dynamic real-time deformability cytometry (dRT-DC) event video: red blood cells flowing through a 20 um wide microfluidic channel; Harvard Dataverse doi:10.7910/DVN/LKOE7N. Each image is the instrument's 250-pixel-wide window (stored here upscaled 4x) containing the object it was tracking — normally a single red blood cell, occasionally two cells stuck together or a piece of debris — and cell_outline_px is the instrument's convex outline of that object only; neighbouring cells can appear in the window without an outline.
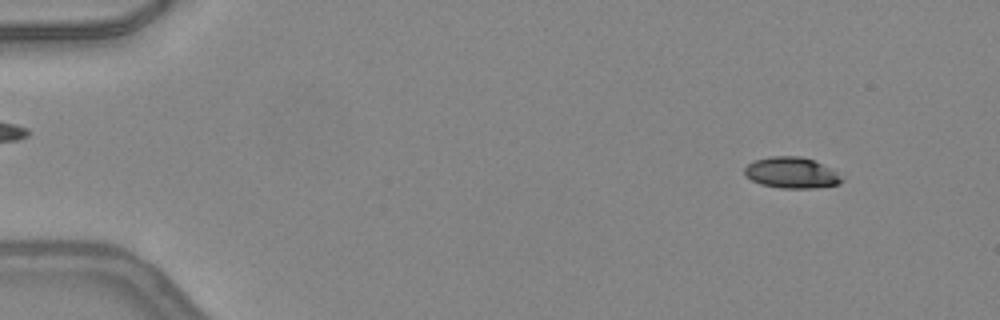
{"species": "common noctule bat (a hibernating species)", "species_latin": "Nyctalus noctula", "temperature_condition": "warm", "stored_images_in_passage": 49, "camera_frame_rate_fps": 3000, "um_per_image_px": 0.085, "animal": {"sex": "female", "body_mass_g": 24.6, "forearm_length_mm": 56.2}, "frame": {"image": 1, "passage_image": 5, "time_ms": 1.333, "image_size_px": [1000, 320], "cell_outline_px": [[844, 180], [840, 184], [816, 188], [780, 188], [760, 184], [744, 176], [744, 168], [748, 164], [756, 160], [768, 156], [800, 156], [816, 160], [836, 172]], "centroid_in_image_um": [67.27, 14.68], "position_along_channel_um": 17.7, "area_um2": 17.74}}
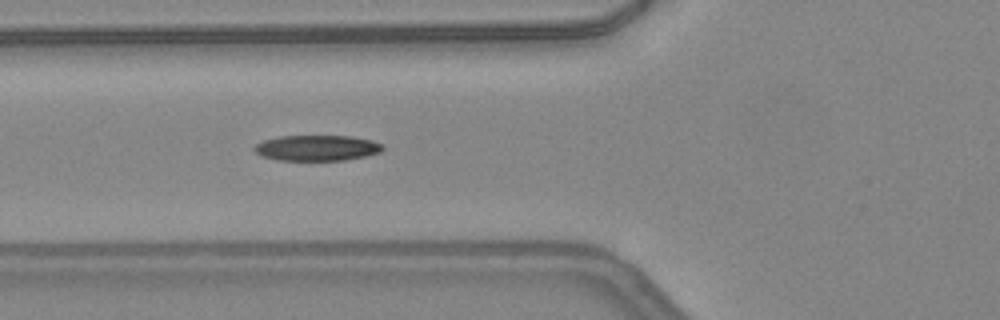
{"frame": {"image": 2, "passage_image": 19, "time_ms": 6.0, "image_size_px": [1000, 320], "cell_outline_px": [[384, 148], [380, 152], [364, 156], [344, 160], [276, 160], [260, 156], [252, 148], [256, 144], [264, 140], [280, 136], [352, 136], [372, 140], [384, 144]], "centroid_in_image_um": [26.93, 12.57], "position_along_channel_um": 98.9, "area_um2": 19.25}}
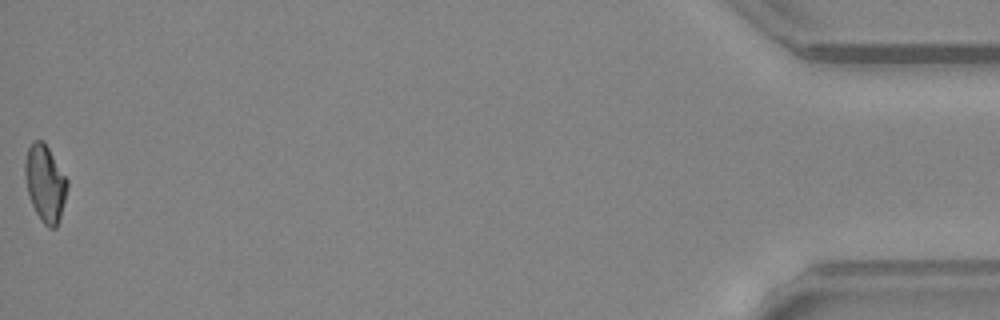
{"frame": {"image": 3, "passage_image": 49, "time_ms": 16.0, "image_size_px": [1000, 320], "cell_outline_px": [[68, 184], [60, 216], [56, 228], [48, 228], [44, 224], [36, 212], [32, 204], [28, 192], [24, 172], [24, 164], [28, 148], [32, 140], [44, 140], [68, 180]], "centroid_in_image_um": [3.83, 15.54], "position_along_channel_um": 431.4, "area_um2": 18.73}, "authors_computed_cell_mechanics": {"area_um2": 19.1896, "velocity_mm_per_s": 4.2769, "shape_relaxation_time_tau1_ms": 10.3837, "shape_relaxation_time_tau2_ms": 8.4456, "deformation_change_tau1": 0.2613, "deformation_change_tau2": 0.1748}}